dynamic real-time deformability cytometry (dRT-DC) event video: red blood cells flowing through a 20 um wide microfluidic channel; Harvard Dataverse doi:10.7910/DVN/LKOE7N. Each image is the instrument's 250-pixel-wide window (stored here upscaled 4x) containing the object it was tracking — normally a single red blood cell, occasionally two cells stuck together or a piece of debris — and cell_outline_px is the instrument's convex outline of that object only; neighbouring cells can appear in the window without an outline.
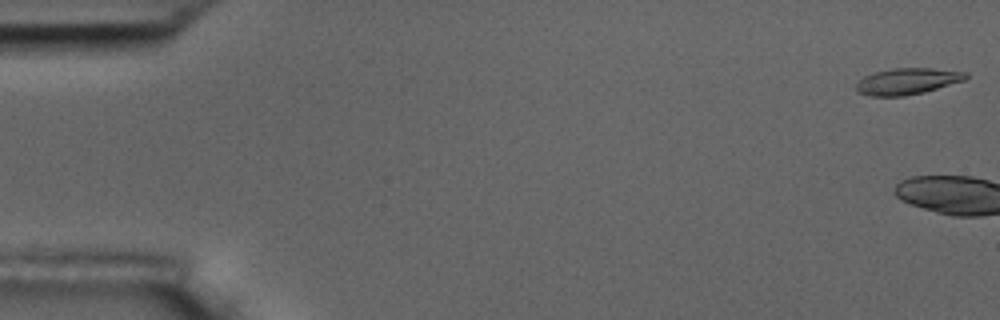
{"species": "common noctule bat (a hibernating species)", "species_latin": "Nyctalus noctula", "temperature_condition": "room temperature", "stored_images_in_passage": 6, "camera_frame_rate_fps": 3000, "um_per_image_px": 0.085, "animal": {"sex": "male", "body_mass_g": 17.5, "forearm_length_mm": 52.3}, "frame": {"image": 1, "passage_image": 1, "time_ms": 0.0, "image_size_px": [1000, 320], "cell_outline_px": [[968, 76], [964, 80], [924, 92], [904, 96], [872, 96], [860, 92], [856, 88], [856, 84], [864, 76], [872, 72], [892, 68], [932, 68], [968, 72]], "centroid_in_image_um": [77.13, 6.89], "position_along_channel_um": 7.9, "area_um2": 16.76}}